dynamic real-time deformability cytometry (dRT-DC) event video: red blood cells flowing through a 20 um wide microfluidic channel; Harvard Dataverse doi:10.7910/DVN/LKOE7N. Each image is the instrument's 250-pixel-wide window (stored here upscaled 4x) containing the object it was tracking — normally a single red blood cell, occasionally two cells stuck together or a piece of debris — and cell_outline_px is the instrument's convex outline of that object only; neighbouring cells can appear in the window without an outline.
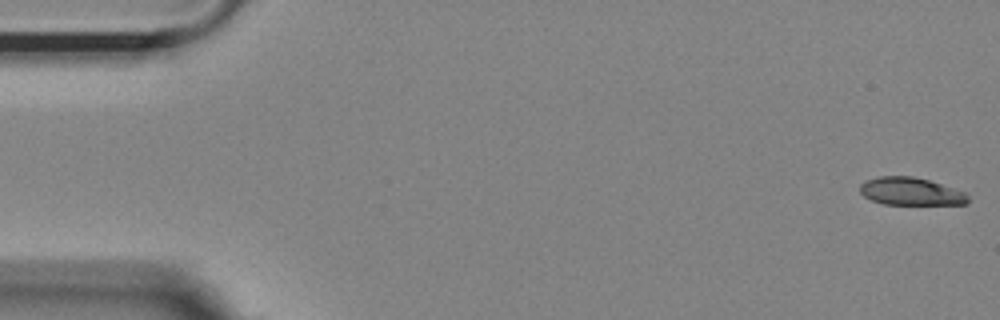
{"species": "Egyptian fruit bat (a non-hibernating species)", "species_latin": "Rousettus aegyptiacus", "temperature_condition": "room temperature", "stored_images_in_passage": 51, "camera_frame_rate_fps": 3000, "um_per_image_px": 0.085, "animal": {"sex": "female"}, "frame": {"image": 1, "passage_image": 1, "time_ms": 0.0, "image_size_px": [1000, 320], "cell_outline_px": [[968, 204], [884, 204], [872, 200], [864, 196], [860, 192], [860, 184], [868, 180], [880, 176], [912, 176], [928, 180], [964, 192], [968, 196]], "centroid_in_image_um": [77.4, 16.27], "position_along_channel_um": 7.6, "area_um2": 17.17}}
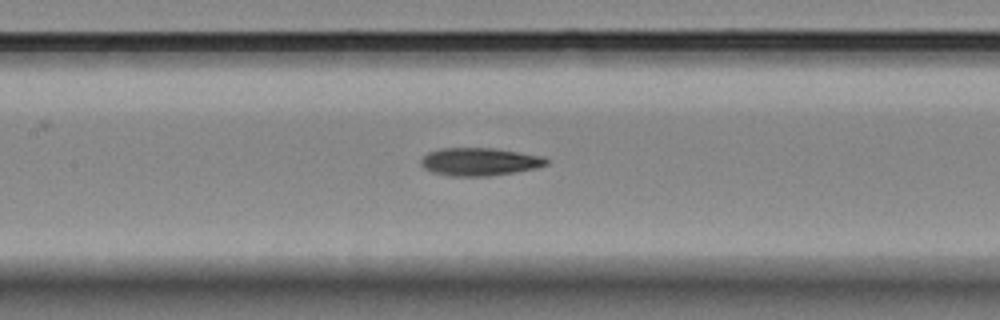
{"frame": {"image": 2, "passage_image": 25, "time_ms": 8.0, "image_size_px": [1000, 320], "cell_outline_px": [[548, 164], [536, 168], [516, 172], [488, 176], [452, 176], [432, 172], [424, 168], [420, 164], [420, 160], [428, 152], [440, 148], [492, 148], [544, 156], [548, 160]], "centroid_in_image_um": [40.76, 13.74], "position_along_channel_um": 166.6, "area_um2": 20.4}}
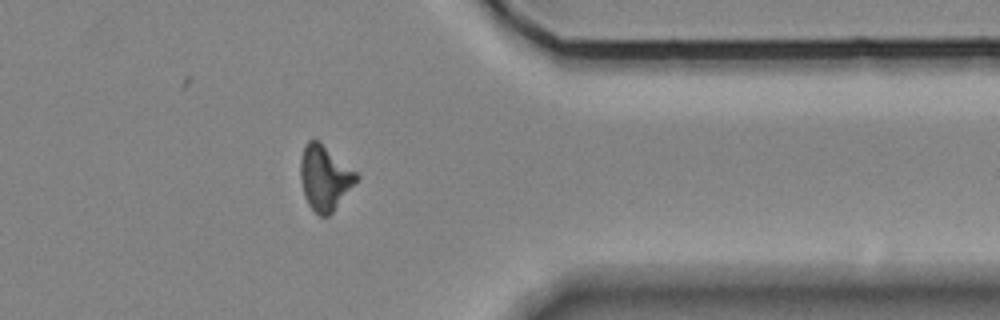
{"frame": {"image": 3, "passage_image": 44, "time_ms": 14.333, "image_size_px": [1000, 320], "cell_outline_px": [[360, 176], [332, 212], [328, 216], [320, 216], [308, 204], [304, 196], [300, 180], [300, 160], [304, 144], [308, 140], [320, 140], [356, 172]], "centroid_in_image_um": [27.57, 15.07], "position_along_channel_um": 383.8, "area_um2": 21.1}}